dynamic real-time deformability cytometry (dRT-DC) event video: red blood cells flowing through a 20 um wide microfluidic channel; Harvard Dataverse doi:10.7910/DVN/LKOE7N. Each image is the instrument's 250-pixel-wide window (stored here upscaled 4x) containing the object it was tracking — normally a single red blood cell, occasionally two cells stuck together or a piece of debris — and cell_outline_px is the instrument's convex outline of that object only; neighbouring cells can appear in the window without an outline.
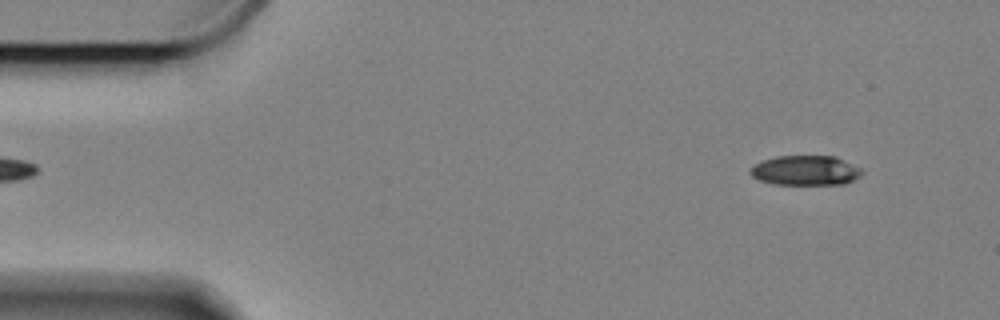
{"species": "Egyptian fruit bat (a non-hibernating species)", "species_latin": "Rousettus aegyptiacus", "temperature_condition": "cold", "stored_images_in_passage": 59, "camera_frame_rate_fps": 3000, "um_per_image_px": 0.085, "animal": {"sex": "female"}, "frame": {"image": 1, "passage_image": 5, "time_ms": 1.333, "image_size_px": [1000, 320], "cell_outline_px": [[864, 172], [860, 176], [844, 184], [776, 184], [760, 180], [752, 176], [748, 172], [748, 168], [764, 160], [776, 156], [836, 156], [860, 168]], "centroid_in_image_um": [68.46, 14.48], "position_along_channel_um": 16.5, "area_um2": 19.31}}
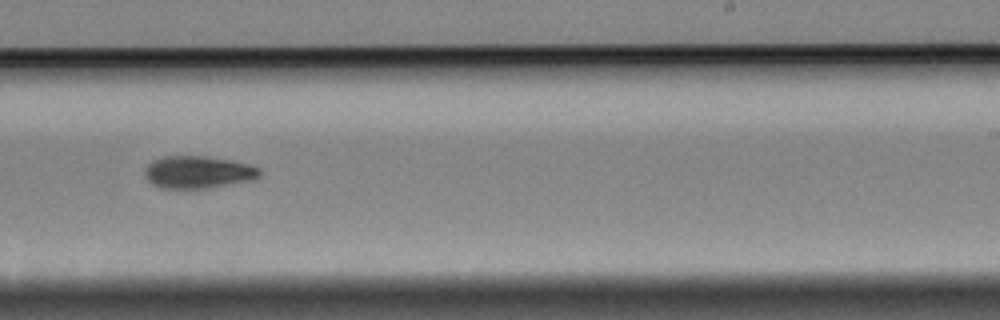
{"frame": {"image": 2, "passage_image": 36, "time_ms": 11.667, "image_size_px": [1000, 320], "cell_outline_px": [[260, 176], [248, 180], [208, 188], [160, 188], [152, 184], [144, 176], [144, 168], [152, 160], [164, 156], [208, 156], [232, 160], [248, 164], [260, 168]], "centroid_in_image_um": [16.78, 14.62], "position_along_channel_um": 272.2, "area_um2": 21.68}}
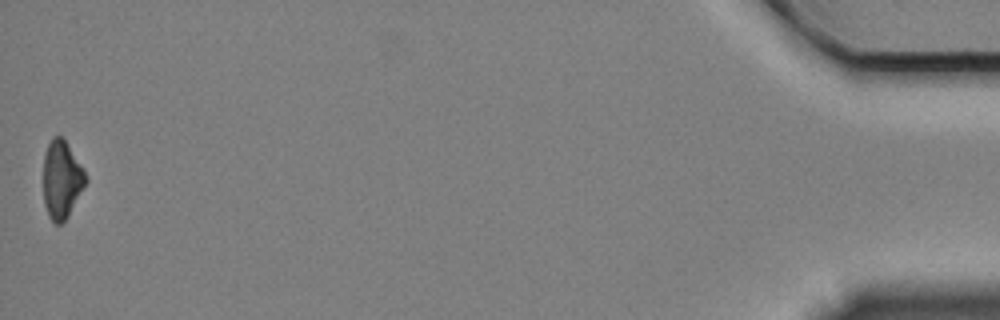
{"frame": {"image": 3, "passage_image": 59, "time_ms": 19.333, "image_size_px": [1000, 320], "cell_outline_px": [[88, 180], [68, 216], [60, 224], [56, 224], [48, 216], [44, 204], [44, 156], [48, 144], [52, 136], [60, 136], [64, 140], [84, 168], [88, 176]], "centroid_in_image_um": [5.25, 15.27], "position_along_channel_um": 429.9, "area_um2": 19.13}, "authors_computed_cell_mechanics": {"area_um2": 20.6924, "velocity_mm_per_s": 3.3176, "shape_relaxation_time_tau1_ms": 1.8446, "shape_relaxation_time_tau2_ms": null, "deformation_change_tau1": 0.1225, "deformation_change_tau2": null}}